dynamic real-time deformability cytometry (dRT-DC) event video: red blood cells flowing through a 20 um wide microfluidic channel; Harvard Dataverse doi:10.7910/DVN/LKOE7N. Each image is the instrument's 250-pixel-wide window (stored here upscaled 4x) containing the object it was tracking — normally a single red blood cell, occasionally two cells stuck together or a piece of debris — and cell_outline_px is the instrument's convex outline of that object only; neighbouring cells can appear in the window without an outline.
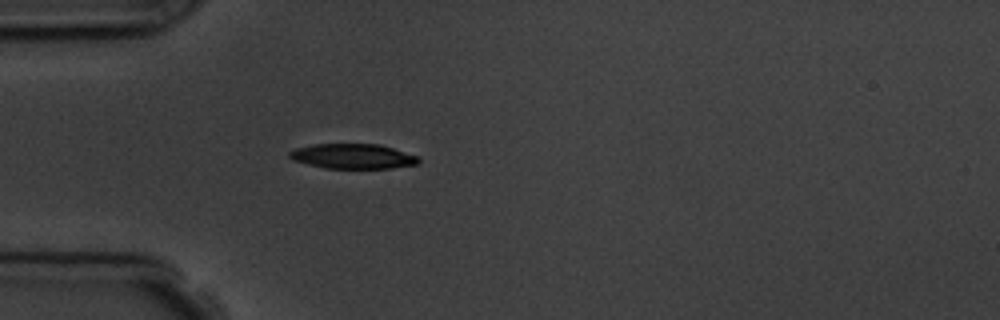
{"species": "common noctule bat (a hibernating species)", "species_latin": "Nyctalus noctula", "temperature_condition": "room temperature", "stored_images_in_passage": 3, "camera_frame_rate_fps": 3000, "um_per_image_px": 0.085, "animal": {"sex": "male", "body_mass_g": 19.5, "forearm_length_mm": 54.6}, "frame": {"image": 1, "passage_image": 3, "time_ms": 2.667, "image_size_px": [1000, 320], "cell_outline_px": [[420, 160], [416, 164], [392, 168], [324, 168], [292, 160], [288, 156], [288, 152], [296, 148], [312, 144], [380, 144], [416, 156]], "centroid_in_image_um": [29.93, 13.28], "position_along_channel_um": 55.1, "area_um2": 18.61}}